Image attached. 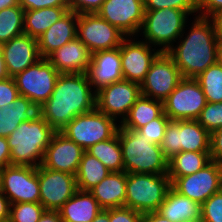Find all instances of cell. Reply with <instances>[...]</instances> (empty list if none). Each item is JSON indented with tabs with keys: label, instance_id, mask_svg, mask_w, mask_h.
Returning <instances> with one entry per match:
<instances>
[{
	"label": "cell",
	"instance_id": "cell-42",
	"mask_svg": "<svg viewBox=\"0 0 222 222\" xmlns=\"http://www.w3.org/2000/svg\"><path fill=\"white\" fill-rule=\"evenodd\" d=\"M105 0H68L70 10L77 14L97 13Z\"/></svg>",
	"mask_w": 222,
	"mask_h": 222
},
{
	"label": "cell",
	"instance_id": "cell-33",
	"mask_svg": "<svg viewBox=\"0 0 222 222\" xmlns=\"http://www.w3.org/2000/svg\"><path fill=\"white\" fill-rule=\"evenodd\" d=\"M24 12L20 5L0 10V44L24 34Z\"/></svg>",
	"mask_w": 222,
	"mask_h": 222
},
{
	"label": "cell",
	"instance_id": "cell-8",
	"mask_svg": "<svg viewBox=\"0 0 222 222\" xmlns=\"http://www.w3.org/2000/svg\"><path fill=\"white\" fill-rule=\"evenodd\" d=\"M118 121L100 112L96 107L76 116L60 132L84 150L114 137L119 129Z\"/></svg>",
	"mask_w": 222,
	"mask_h": 222
},
{
	"label": "cell",
	"instance_id": "cell-15",
	"mask_svg": "<svg viewBox=\"0 0 222 222\" xmlns=\"http://www.w3.org/2000/svg\"><path fill=\"white\" fill-rule=\"evenodd\" d=\"M182 79L183 76L173 59L166 52H161L140 84L141 95L164 101Z\"/></svg>",
	"mask_w": 222,
	"mask_h": 222
},
{
	"label": "cell",
	"instance_id": "cell-43",
	"mask_svg": "<svg viewBox=\"0 0 222 222\" xmlns=\"http://www.w3.org/2000/svg\"><path fill=\"white\" fill-rule=\"evenodd\" d=\"M19 5L24 11L46 7H69L68 0H19Z\"/></svg>",
	"mask_w": 222,
	"mask_h": 222
},
{
	"label": "cell",
	"instance_id": "cell-23",
	"mask_svg": "<svg viewBox=\"0 0 222 222\" xmlns=\"http://www.w3.org/2000/svg\"><path fill=\"white\" fill-rule=\"evenodd\" d=\"M78 14L69 10L51 25L37 40L42 58H47L55 50L76 38Z\"/></svg>",
	"mask_w": 222,
	"mask_h": 222
},
{
	"label": "cell",
	"instance_id": "cell-31",
	"mask_svg": "<svg viewBox=\"0 0 222 222\" xmlns=\"http://www.w3.org/2000/svg\"><path fill=\"white\" fill-rule=\"evenodd\" d=\"M110 172L99 159L85 151L75 175L77 189L90 191L107 177Z\"/></svg>",
	"mask_w": 222,
	"mask_h": 222
},
{
	"label": "cell",
	"instance_id": "cell-20",
	"mask_svg": "<svg viewBox=\"0 0 222 222\" xmlns=\"http://www.w3.org/2000/svg\"><path fill=\"white\" fill-rule=\"evenodd\" d=\"M9 77H14L42 59L38 40L22 34L1 44Z\"/></svg>",
	"mask_w": 222,
	"mask_h": 222
},
{
	"label": "cell",
	"instance_id": "cell-38",
	"mask_svg": "<svg viewBox=\"0 0 222 222\" xmlns=\"http://www.w3.org/2000/svg\"><path fill=\"white\" fill-rule=\"evenodd\" d=\"M145 10H159L165 8L179 9L189 15L198 12L197 0H144Z\"/></svg>",
	"mask_w": 222,
	"mask_h": 222
},
{
	"label": "cell",
	"instance_id": "cell-30",
	"mask_svg": "<svg viewBox=\"0 0 222 222\" xmlns=\"http://www.w3.org/2000/svg\"><path fill=\"white\" fill-rule=\"evenodd\" d=\"M211 161L210 152L183 151L168 160V177L171 184L178 178L191 175Z\"/></svg>",
	"mask_w": 222,
	"mask_h": 222
},
{
	"label": "cell",
	"instance_id": "cell-24",
	"mask_svg": "<svg viewBox=\"0 0 222 222\" xmlns=\"http://www.w3.org/2000/svg\"><path fill=\"white\" fill-rule=\"evenodd\" d=\"M89 192L102 209L125 207L126 172H110Z\"/></svg>",
	"mask_w": 222,
	"mask_h": 222
},
{
	"label": "cell",
	"instance_id": "cell-53",
	"mask_svg": "<svg viewBox=\"0 0 222 222\" xmlns=\"http://www.w3.org/2000/svg\"><path fill=\"white\" fill-rule=\"evenodd\" d=\"M19 5V0H0V10Z\"/></svg>",
	"mask_w": 222,
	"mask_h": 222
},
{
	"label": "cell",
	"instance_id": "cell-12",
	"mask_svg": "<svg viewBox=\"0 0 222 222\" xmlns=\"http://www.w3.org/2000/svg\"><path fill=\"white\" fill-rule=\"evenodd\" d=\"M76 32V37L91 53L118 48L126 37L116 26L97 13L78 14Z\"/></svg>",
	"mask_w": 222,
	"mask_h": 222
},
{
	"label": "cell",
	"instance_id": "cell-27",
	"mask_svg": "<svg viewBox=\"0 0 222 222\" xmlns=\"http://www.w3.org/2000/svg\"><path fill=\"white\" fill-rule=\"evenodd\" d=\"M38 114L31 100L19 95L12 103L0 108V137H8L23 121Z\"/></svg>",
	"mask_w": 222,
	"mask_h": 222
},
{
	"label": "cell",
	"instance_id": "cell-3",
	"mask_svg": "<svg viewBox=\"0 0 222 222\" xmlns=\"http://www.w3.org/2000/svg\"><path fill=\"white\" fill-rule=\"evenodd\" d=\"M56 131L39 115L23 121L7 137L11 165L38 167Z\"/></svg>",
	"mask_w": 222,
	"mask_h": 222
},
{
	"label": "cell",
	"instance_id": "cell-48",
	"mask_svg": "<svg viewBox=\"0 0 222 222\" xmlns=\"http://www.w3.org/2000/svg\"><path fill=\"white\" fill-rule=\"evenodd\" d=\"M209 18L213 22L219 41H222V9L214 12Z\"/></svg>",
	"mask_w": 222,
	"mask_h": 222
},
{
	"label": "cell",
	"instance_id": "cell-51",
	"mask_svg": "<svg viewBox=\"0 0 222 222\" xmlns=\"http://www.w3.org/2000/svg\"><path fill=\"white\" fill-rule=\"evenodd\" d=\"M9 77L6 66H5V61L3 57V52H2V46L0 44V80L7 79Z\"/></svg>",
	"mask_w": 222,
	"mask_h": 222
},
{
	"label": "cell",
	"instance_id": "cell-1",
	"mask_svg": "<svg viewBox=\"0 0 222 222\" xmlns=\"http://www.w3.org/2000/svg\"><path fill=\"white\" fill-rule=\"evenodd\" d=\"M96 92L87 73L60 74L50 98L38 114L55 130H62L76 116L95 108Z\"/></svg>",
	"mask_w": 222,
	"mask_h": 222
},
{
	"label": "cell",
	"instance_id": "cell-11",
	"mask_svg": "<svg viewBox=\"0 0 222 222\" xmlns=\"http://www.w3.org/2000/svg\"><path fill=\"white\" fill-rule=\"evenodd\" d=\"M0 190L14 203H40L37 167L10 165L0 171Z\"/></svg>",
	"mask_w": 222,
	"mask_h": 222
},
{
	"label": "cell",
	"instance_id": "cell-26",
	"mask_svg": "<svg viewBox=\"0 0 222 222\" xmlns=\"http://www.w3.org/2000/svg\"><path fill=\"white\" fill-rule=\"evenodd\" d=\"M101 210L89 191L77 190L59 212L63 222H92Z\"/></svg>",
	"mask_w": 222,
	"mask_h": 222
},
{
	"label": "cell",
	"instance_id": "cell-35",
	"mask_svg": "<svg viewBox=\"0 0 222 222\" xmlns=\"http://www.w3.org/2000/svg\"><path fill=\"white\" fill-rule=\"evenodd\" d=\"M45 208L41 203L10 204L8 222H38Z\"/></svg>",
	"mask_w": 222,
	"mask_h": 222
},
{
	"label": "cell",
	"instance_id": "cell-34",
	"mask_svg": "<svg viewBox=\"0 0 222 222\" xmlns=\"http://www.w3.org/2000/svg\"><path fill=\"white\" fill-rule=\"evenodd\" d=\"M206 97L207 102H222V66L216 62L195 78Z\"/></svg>",
	"mask_w": 222,
	"mask_h": 222
},
{
	"label": "cell",
	"instance_id": "cell-22",
	"mask_svg": "<svg viewBox=\"0 0 222 222\" xmlns=\"http://www.w3.org/2000/svg\"><path fill=\"white\" fill-rule=\"evenodd\" d=\"M92 53L77 37L51 53L47 59L60 73H87Z\"/></svg>",
	"mask_w": 222,
	"mask_h": 222
},
{
	"label": "cell",
	"instance_id": "cell-52",
	"mask_svg": "<svg viewBox=\"0 0 222 222\" xmlns=\"http://www.w3.org/2000/svg\"><path fill=\"white\" fill-rule=\"evenodd\" d=\"M92 222H110L109 209H102Z\"/></svg>",
	"mask_w": 222,
	"mask_h": 222
},
{
	"label": "cell",
	"instance_id": "cell-2",
	"mask_svg": "<svg viewBox=\"0 0 222 222\" xmlns=\"http://www.w3.org/2000/svg\"><path fill=\"white\" fill-rule=\"evenodd\" d=\"M188 34L185 31L166 53L173 59L183 78H196L217 62L220 41L213 22L195 14ZM183 38V39H182ZM180 40V41H179Z\"/></svg>",
	"mask_w": 222,
	"mask_h": 222
},
{
	"label": "cell",
	"instance_id": "cell-4",
	"mask_svg": "<svg viewBox=\"0 0 222 222\" xmlns=\"http://www.w3.org/2000/svg\"><path fill=\"white\" fill-rule=\"evenodd\" d=\"M117 133L126 173L168 174V159L160 145L147 142L138 130L119 126Z\"/></svg>",
	"mask_w": 222,
	"mask_h": 222
},
{
	"label": "cell",
	"instance_id": "cell-39",
	"mask_svg": "<svg viewBox=\"0 0 222 222\" xmlns=\"http://www.w3.org/2000/svg\"><path fill=\"white\" fill-rule=\"evenodd\" d=\"M203 222H222V189L201 204Z\"/></svg>",
	"mask_w": 222,
	"mask_h": 222
},
{
	"label": "cell",
	"instance_id": "cell-16",
	"mask_svg": "<svg viewBox=\"0 0 222 222\" xmlns=\"http://www.w3.org/2000/svg\"><path fill=\"white\" fill-rule=\"evenodd\" d=\"M40 186V203L45 210L59 211L78 190L76 177L61 171L37 167Z\"/></svg>",
	"mask_w": 222,
	"mask_h": 222
},
{
	"label": "cell",
	"instance_id": "cell-7",
	"mask_svg": "<svg viewBox=\"0 0 222 222\" xmlns=\"http://www.w3.org/2000/svg\"><path fill=\"white\" fill-rule=\"evenodd\" d=\"M211 134L197 120L169 121L160 147L169 160L183 151L210 152Z\"/></svg>",
	"mask_w": 222,
	"mask_h": 222
},
{
	"label": "cell",
	"instance_id": "cell-9",
	"mask_svg": "<svg viewBox=\"0 0 222 222\" xmlns=\"http://www.w3.org/2000/svg\"><path fill=\"white\" fill-rule=\"evenodd\" d=\"M59 75L48 59L42 58L13 78L19 94L39 108L50 98Z\"/></svg>",
	"mask_w": 222,
	"mask_h": 222
},
{
	"label": "cell",
	"instance_id": "cell-10",
	"mask_svg": "<svg viewBox=\"0 0 222 222\" xmlns=\"http://www.w3.org/2000/svg\"><path fill=\"white\" fill-rule=\"evenodd\" d=\"M206 104L199 82L195 78H183L163 101V108L171 121L197 120Z\"/></svg>",
	"mask_w": 222,
	"mask_h": 222
},
{
	"label": "cell",
	"instance_id": "cell-21",
	"mask_svg": "<svg viewBox=\"0 0 222 222\" xmlns=\"http://www.w3.org/2000/svg\"><path fill=\"white\" fill-rule=\"evenodd\" d=\"M87 75L95 92L123 80L120 47L92 53Z\"/></svg>",
	"mask_w": 222,
	"mask_h": 222
},
{
	"label": "cell",
	"instance_id": "cell-17",
	"mask_svg": "<svg viewBox=\"0 0 222 222\" xmlns=\"http://www.w3.org/2000/svg\"><path fill=\"white\" fill-rule=\"evenodd\" d=\"M144 40L135 41V36L125 37L120 45V57L124 80L141 84L151 64L162 52Z\"/></svg>",
	"mask_w": 222,
	"mask_h": 222
},
{
	"label": "cell",
	"instance_id": "cell-19",
	"mask_svg": "<svg viewBox=\"0 0 222 222\" xmlns=\"http://www.w3.org/2000/svg\"><path fill=\"white\" fill-rule=\"evenodd\" d=\"M85 150L60 131H56L47 146L42 166L76 175Z\"/></svg>",
	"mask_w": 222,
	"mask_h": 222
},
{
	"label": "cell",
	"instance_id": "cell-32",
	"mask_svg": "<svg viewBox=\"0 0 222 222\" xmlns=\"http://www.w3.org/2000/svg\"><path fill=\"white\" fill-rule=\"evenodd\" d=\"M85 151L99 159L109 171H124L122 148L118 133L110 139L100 141L90 146Z\"/></svg>",
	"mask_w": 222,
	"mask_h": 222
},
{
	"label": "cell",
	"instance_id": "cell-14",
	"mask_svg": "<svg viewBox=\"0 0 222 222\" xmlns=\"http://www.w3.org/2000/svg\"><path fill=\"white\" fill-rule=\"evenodd\" d=\"M171 187L201 205L222 189V165L211 160L196 173L178 177Z\"/></svg>",
	"mask_w": 222,
	"mask_h": 222
},
{
	"label": "cell",
	"instance_id": "cell-54",
	"mask_svg": "<svg viewBox=\"0 0 222 222\" xmlns=\"http://www.w3.org/2000/svg\"><path fill=\"white\" fill-rule=\"evenodd\" d=\"M217 62L222 66V41H220V44H219V47H218Z\"/></svg>",
	"mask_w": 222,
	"mask_h": 222
},
{
	"label": "cell",
	"instance_id": "cell-47",
	"mask_svg": "<svg viewBox=\"0 0 222 222\" xmlns=\"http://www.w3.org/2000/svg\"><path fill=\"white\" fill-rule=\"evenodd\" d=\"M10 212V202L0 190V222H8Z\"/></svg>",
	"mask_w": 222,
	"mask_h": 222
},
{
	"label": "cell",
	"instance_id": "cell-37",
	"mask_svg": "<svg viewBox=\"0 0 222 222\" xmlns=\"http://www.w3.org/2000/svg\"><path fill=\"white\" fill-rule=\"evenodd\" d=\"M170 118L163 112L158 118L148 122L138 129L144 135L147 142L160 145Z\"/></svg>",
	"mask_w": 222,
	"mask_h": 222
},
{
	"label": "cell",
	"instance_id": "cell-29",
	"mask_svg": "<svg viewBox=\"0 0 222 222\" xmlns=\"http://www.w3.org/2000/svg\"><path fill=\"white\" fill-rule=\"evenodd\" d=\"M69 10V7H46L37 10H26L24 12V34L38 39Z\"/></svg>",
	"mask_w": 222,
	"mask_h": 222
},
{
	"label": "cell",
	"instance_id": "cell-28",
	"mask_svg": "<svg viewBox=\"0 0 222 222\" xmlns=\"http://www.w3.org/2000/svg\"><path fill=\"white\" fill-rule=\"evenodd\" d=\"M163 112V101L141 95L130 108L120 126L125 129L138 130L148 122L158 118Z\"/></svg>",
	"mask_w": 222,
	"mask_h": 222
},
{
	"label": "cell",
	"instance_id": "cell-36",
	"mask_svg": "<svg viewBox=\"0 0 222 222\" xmlns=\"http://www.w3.org/2000/svg\"><path fill=\"white\" fill-rule=\"evenodd\" d=\"M210 134L222 127V102L209 103L201 110L197 119Z\"/></svg>",
	"mask_w": 222,
	"mask_h": 222
},
{
	"label": "cell",
	"instance_id": "cell-40",
	"mask_svg": "<svg viewBox=\"0 0 222 222\" xmlns=\"http://www.w3.org/2000/svg\"><path fill=\"white\" fill-rule=\"evenodd\" d=\"M19 95L14 78L0 80V108L12 103Z\"/></svg>",
	"mask_w": 222,
	"mask_h": 222
},
{
	"label": "cell",
	"instance_id": "cell-6",
	"mask_svg": "<svg viewBox=\"0 0 222 222\" xmlns=\"http://www.w3.org/2000/svg\"><path fill=\"white\" fill-rule=\"evenodd\" d=\"M170 188L168 174L126 173L125 207L141 214L155 212Z\"/></svg>",
	"mask_w": 222,
	"mask_h": 222
},
{
	"label": "cell",
	"instance_id": "cell-55",
	"mask_svg": "<svg viewBox=\"0 0 222 222\" xmlns=\"http://www.w3.org/2000/svg\"><path fill=\"white\" fill-rule=\"evenodd\" d=\"M185 222H203L201 219H196V220H189V221H185Z\"/></svg>",
	"mask_w": 222,
	"mask_h": 222
},
{
	"label": "cell",
	"instance_id": "cell-46",
	"mask_svg": "<svg viewBox=\"0 0 222 222\" xmlns=\"http://www.w3.org/2000/svg\"><path fill=\"white\" fill-rule=\"evenodd\" d=\"M11 150L6 137H0V171L11 165L10 161Z\"/></svg>",
	"mask_w": 222,
	"mask_h": 222
},
{
	"label": "cell",
	"instance_id": "cell-13",
	"mask_svg": "<svg viewBox=\"0 0 222 222\" xmlns=\"http://www.w3.org/2000/svg\"><path fill=\"white\" fill-rule=\"evenodd\" d=\"M140 96V84L123 79L98 90L95 107L121 124Z\"/></svg>",
	"mask_w": 222,
	"mask_h": 222
},
{
	"label": "cell",
	"instance_id": "cell-41",
	"mask_svg": "<svg viewBox=\"0 0 222 222\" xmlns=\"http://www.w3.org/2000/svg\"><path fill=\"white\" fill-rule=\"evenodd\" d=\"M142 215L138 211L127 207L109 209L110 222H140Z\"/></svg>",
	"mask_w": 222,
	"mask_h": 222
},
{
	"label": "cell",
	"instance_id": "cell-45",
	"mask_svg": "<svg viewBox=\"0 0 222 222\" xmlns=\"http://www.w3.org/2000/svg\"><path fill=\"white\" fill-rule=\"evenodd\" d=\"M222 9V0H197V13L202 17H210L217 10Z\"/></svg>",
	"mask_w": 222,
	"mask_h": 222
},
{
	"label": "cell",
	"instance_id": "cell-18",
	"mask_svg": "<svg viewBox=\"0 0 222 222\" xmlns=\"http://www.w3.org/2000/svg\"><path fill=\"white\" fill-rule=\"evenodd\" d=\"M97 14L116 26L126 37L139 35L145 8L144 0H105Z\"/></svg>",
	"mask_w": 222,
	"mask_h": 222
},
{
	"label": "cell",
	"instance_id": "cell-5",
	"mask_svg": "<svg viewBox=\"0 0 222 222\" xmlns=\"http://www.w3.org/2000/svg\"><path fill=\"white\" fill-rule=\"evenodd\" d=\"M189 14L173 8L145 10L140 36L160 51L167 52L185 31ZM141 32V33H140ZM162 47V48H161Z\"/></svg>",
	"mask_w": 222,
	"mask_h": 222
},
{
	"label": "cell",
	"instance_id": "cell-50",
	"mask_svg": "<svg viewBox=\"0 0 222 222\" xmlns=\"http://www.w3.org/2000/svg\"><path fill=\"white\" fill-rule=\"evenodd\" d=\"M140 222H172L167 218H164L160 215L157 211L155 212H148L142 215Z\"/></svg>",
	"mask_w": 222,
	"mask_h": 222
},
{
	"label": "cell",
	"instance_id": "cell-49",
	"mask_svg": "<svg viewBox=\"0 0 222 222\" xmlns=\"http://www.w3.org/2000/svg\"><path fill=\"white\" fill-rule=\"evenodd\" d=\"M38 222H63L59 211L45 210Z\"/></svg>",
	"mask_w": 222,
	"mask_h": 222
},
{
	"label": "cell",
	"instance_id": "cell-25",
	"mask_svg": "<svg viewBox=\"0 0 222 222\" xmlns=\"http://www.w3.org/2000/svg\"><path fill=\"white\" fill-rule=\"evenodd\" d=\"M157 212L172 222L201 219V205L180 195L172 187L168 190Z\"/></svg>",
	"mask_w": 222,
	"mask_h": 222
},
{
	"label": "cell",
	"instance_id": "cell-44",
	"mask_svg": "<svg viewBox=\"0 0 222 222\" xmlns=\"http://www.w3.org/2000/svg\"><path fill=\"white\" fill-rule=\"evenodd\" d=\"M210 157L222 165V127L211 133Z\"/></svg>",
	"mask_w": 222,
	"mask_h": 222
}]
</instances>
